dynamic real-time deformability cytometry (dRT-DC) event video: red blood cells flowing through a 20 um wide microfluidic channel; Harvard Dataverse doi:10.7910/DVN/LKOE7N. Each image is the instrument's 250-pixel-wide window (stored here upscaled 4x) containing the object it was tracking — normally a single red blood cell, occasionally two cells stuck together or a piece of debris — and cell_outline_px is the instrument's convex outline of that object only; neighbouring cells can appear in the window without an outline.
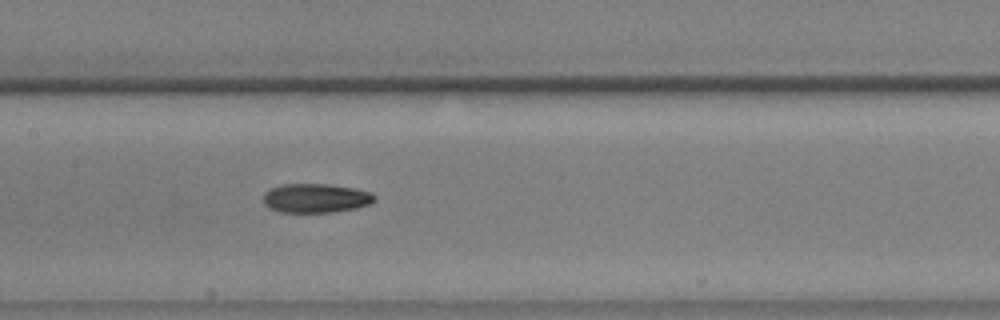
{"species": "common noctule bat (a hibernating species)", "species_latin": "Nyctalus noctula", "temperature_condition": "warm", "stored_images_in_passage": 53, "camera_frame_rate_fps": 3000, "um_per_image_px": 0.085, "animal": {"sex": "male", "body_mass_g": 17.9, "forearm_length_mm": 54.2}, "frame": {"image": 1, "passage_image": 25, "time_ms": 8.0, "image_size_px": [1000, 320], "cell_outline_px": [[376, 200], [368, 204], [356, 208], [332, 212], [280, 212], [268, 208], [264, 204], [264, 192], [280, 184], [328, 184], [352, 188], [372, 192], [376, 196]], "centroid_in_image_um": [26.83, 16.84], "position_along_channel_um": 180.6, "area_um2": 18.9}}
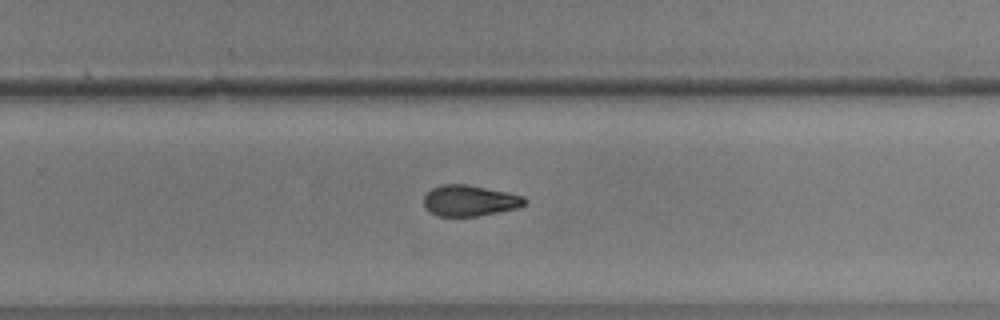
{"frame": {"image": 2, "passage_image": 34, "time_ms": 11.0, "image_size_px": [1000, 320], "cell_outline_px": [[528, 200], [524, 204], [516, 208], [476, 216], [436, 216], [428, 212], [424, 208], [424, 196], [432, 188], [440, 184], [468, 184], [508, 192], [524, 196]], "centroid_in_image_um": [39.88, 17.04], "position_along_channel_um": 289.9, "area_um2": 18.32}}
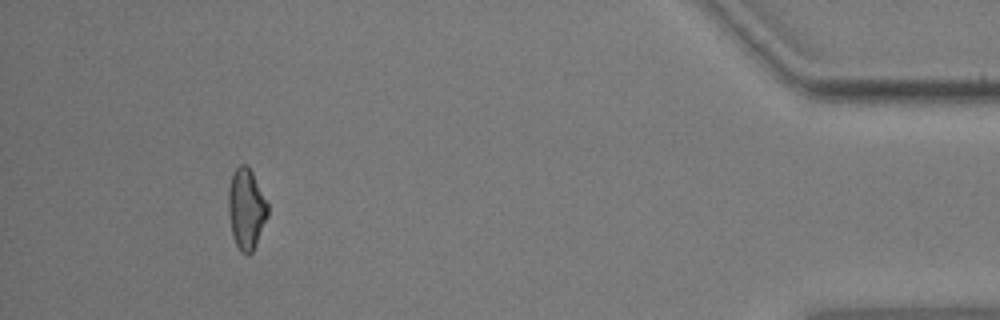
{"frame": {"image": 3, "passage_image": 49, "time_ms": 16.0, "image_size_px": [1000, 320], "cell_outline_px": [[268, 216], [256, 244], [252, 252], [248, 256], [240, 252], [232, 236], [228, 212], [228, 188], [232, 172], [240, 164], [248, 164], [268, 200]], "centroid_in_image_um": [20.94, 17.73], "position_along_channel_um": 414.3, "area_um2": 19.02}, "authors_computed_cell_mechanics": {"area_um2": 18.6116, "velocity_mm_per_s": 3.6516, "shape_relaxation_time_tau1_ms": 4.7049, "shape_relaxation_time_tau2_ms": 5.3284, "deformation_change_tau1": 0.1706, "deformation_change_tau2": 0.1349}}